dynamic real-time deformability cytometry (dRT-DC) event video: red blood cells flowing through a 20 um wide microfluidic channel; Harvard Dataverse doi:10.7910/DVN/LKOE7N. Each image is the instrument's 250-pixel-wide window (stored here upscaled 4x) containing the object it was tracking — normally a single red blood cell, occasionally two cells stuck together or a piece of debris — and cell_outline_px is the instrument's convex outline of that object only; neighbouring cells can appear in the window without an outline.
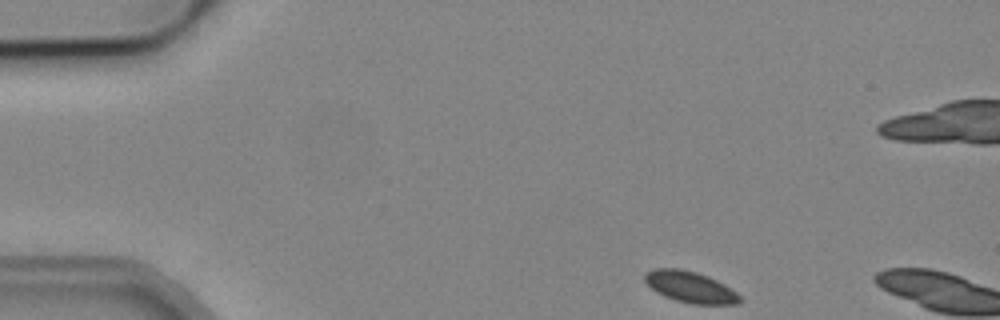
{"species": "common noctule bat (a hibernating species)", "species_latin": "Nyctalus noctula", "temperature_condition": "cold", "stored_images_in_passage": 2, "camera_frame_rate_fps": 3000, "um_per_image_px": 0.085, "animal": {"sex": "male", "body_mass_g": 19.2, "forearm_length_mm": 51.8}, "frame": {"image": 1, "passage_image": 1, "time_ms": 0.0, "image_size_px": [1000, 320], "cell_outline_px": [[744, 300], [740, 304], [692, 304], [676, 300], [664, 296], [656, 292], [644, 280], [644, 272], [652, 268], [680, 268], [696, 272], [708, 276], [724, 284], [736, 292]], "centroid_in_image_um": [58.67, 24.39], "position_along_channel_um": 26.3, "area_um2": 17.46}}